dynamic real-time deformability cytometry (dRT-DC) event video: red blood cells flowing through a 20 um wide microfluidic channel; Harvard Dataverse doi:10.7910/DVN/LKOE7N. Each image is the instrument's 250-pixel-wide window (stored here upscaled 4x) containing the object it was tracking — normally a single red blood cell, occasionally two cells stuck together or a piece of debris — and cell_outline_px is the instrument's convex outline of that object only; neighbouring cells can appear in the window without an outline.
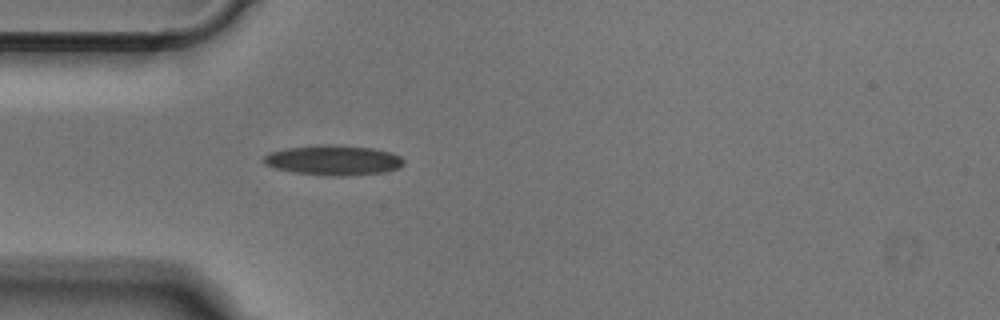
{"species": "Egyptian fruit bat (a non-hibernating species)", "species_latin": "Rousettus aegyptiacus", "temperature_condition": "cold", "stored_images_in_passage": 37, "camera_frame_rate_fps": 3000, "um_per_image_px": 0.085, "animal": {"sex": "male"}, "frame": {"image": 1, "passage_image": 1, "time_ms": 0.0, "image_size_px": [1000, 320], "cell_outline_px": [[404, 164], [396, 168], [384, 172], [340, 176], [336, 176], [296, 172], [276, 168], [264, 164], [264, 156], [268, 152], [284, 148], [320, 144], [332, 144], [372, 148], [392, 152], [400, 156], [404, 160]], "centroid_in_image_um": [28.33, 13.59], "position_along_channel_um": 56.7, "area_um2": 24.39}}
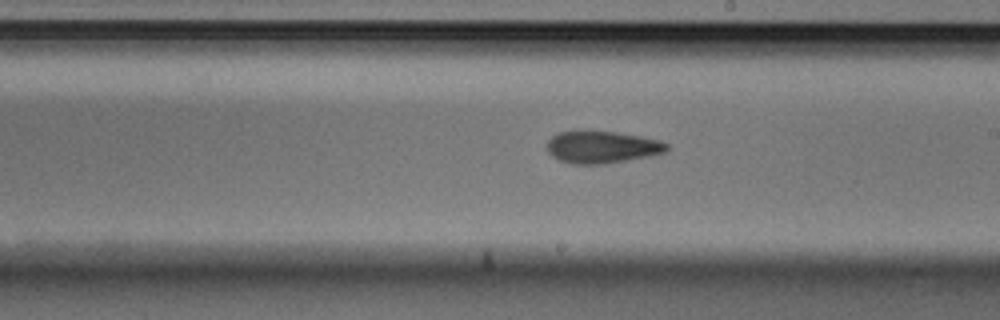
{"frame": {"image": 2, "passage_image": 15, "time_ms": 4.667, "image_size_px": [1000, 320], "cell_outline_px": [[668, 152], [652, 156], [604, 164], [572, 164], [560, 160], [552, 156], [548, 152], [548, 140], [552, 136], [560, 132], [580, 128], [616, 132], [640, 136], [660, 140], [668, 144]], "centroid_in_image_um": [51.18, 12.47], "position_along_channel_um": 237.8, "area_um2": 23.12}}
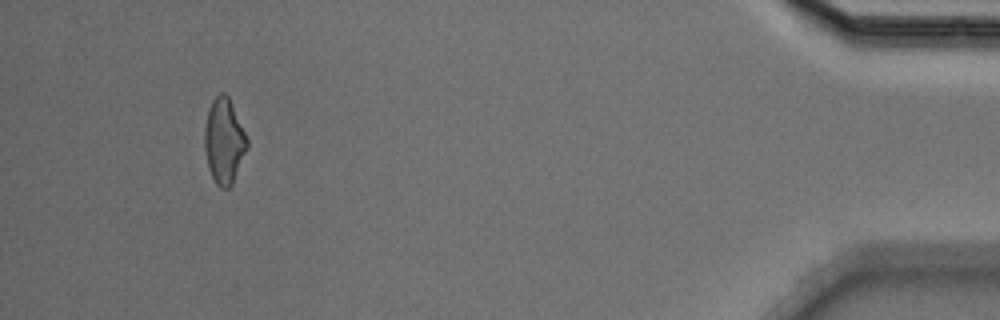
{"frame": {"image": 3, "passage_image": 34, "time_ms": 11.0, "image_size_px": [1000, 320], "cell_outline_px": [[248, 148], [232, 184], [228, 188], [220, 188], [216, 184], [208, 168], [204, 148], [204, 128], [208, 108], [212, 100], [220, 92], [224, 92], [228, 96], [248, 140]], "centroid_in_image_um": [19.03, 11.99], "position_along_channel_um": 416.2, "area_um2": 21.15}}